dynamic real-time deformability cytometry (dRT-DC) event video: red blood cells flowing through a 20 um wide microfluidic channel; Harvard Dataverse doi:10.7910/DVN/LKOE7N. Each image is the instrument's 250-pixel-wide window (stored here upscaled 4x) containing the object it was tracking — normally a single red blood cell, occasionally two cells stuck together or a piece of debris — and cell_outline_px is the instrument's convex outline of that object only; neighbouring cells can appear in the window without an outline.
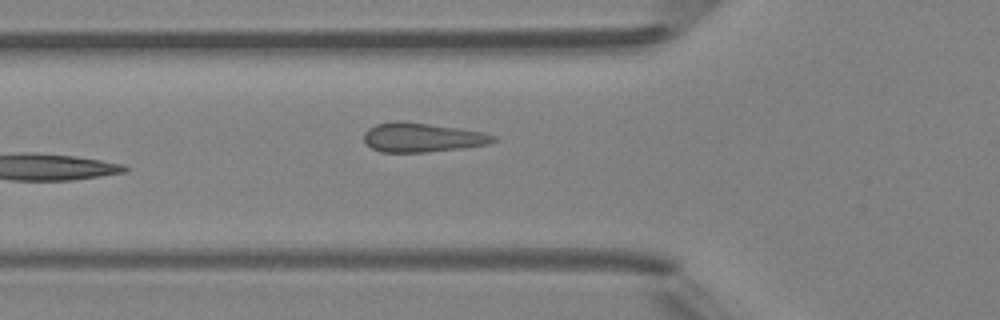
{"species": "Egyptian fruit bat (a non-hibernating species)", "species_latin": "Rousettus aegyptiacus", "temperature_condition": "room temperature", "stored_images_in_passage": 5, "camera_frame_rate_fps": 3000, "um_per_image_px": 0.085, "animal": {"sex": "female"}, "frame": {"image": 1, "passage_image": 5, "time_ms": 4.667, "image_size_px": [1000, 320], "cell_outline_px": [[496, 140], [488, 144], [460, 148], [428, 152], [380, 152], [372, 148], [364, 140], [364, 132], [368, 128], [376, 124], [396, 120], [400, 120], [484, 132], [496, 136]], "centroid_in_image_um": [35.85, 11.68], "position_along_channel_um": 89.9, "area_um2": 21.91}}